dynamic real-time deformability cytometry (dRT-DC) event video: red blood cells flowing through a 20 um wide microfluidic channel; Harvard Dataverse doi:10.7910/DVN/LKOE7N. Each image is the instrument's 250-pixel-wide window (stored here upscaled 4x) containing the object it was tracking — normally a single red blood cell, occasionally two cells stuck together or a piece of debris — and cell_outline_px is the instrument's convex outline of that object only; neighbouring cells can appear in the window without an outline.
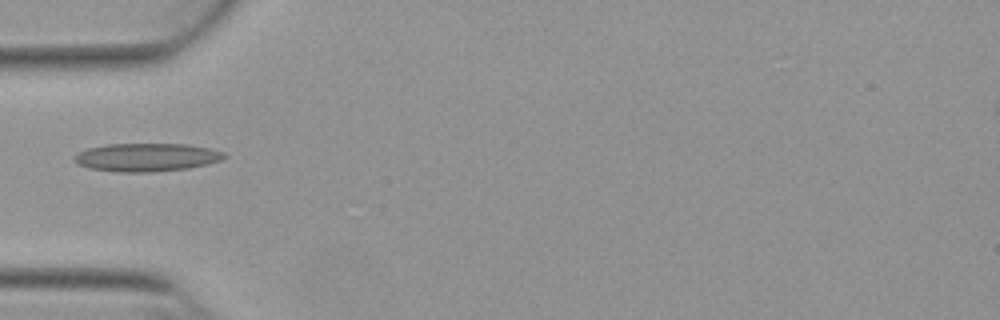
{"species": "Egyptian fruit bat (a non-hibernating species)", "species_latin": "Rousettus aegyptiacus", "temperature_condition": "warm", "stored_images_in_passage": 19, "camera_frame_rate_fps": 3000, "um_per_image_px": 0.085, "animal": {"sex": "female"}, "frame": {"image": 1, "passage_image": 1, "time_ms": 0.0, "image_size_px": [1000, 320], "cell_outline_px": [[228, 156], [220, 160], [208, 164], [188, 168], [152, 172], [116, 172], [88, 168], [72, 160], [72, 156], [76, 152], [88, 148], [108, 144], [188, 144], [208, 148], [224, 152]], "centroid_in_image_um": [12.43, 13.37], "position_along_channel_um": 72.6, "area_um2": 24.8}}
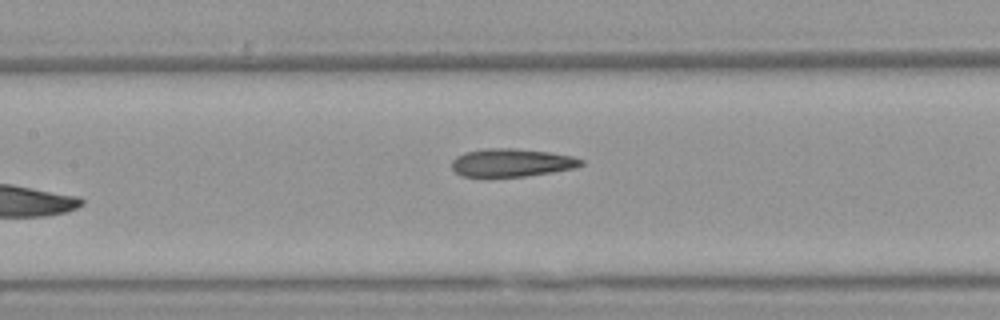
{"frame": {"image": 2, "passage_image": 8, "time_ms": 2.333, "image_size_px": [1000, 320], "cell_outline_px": [[584, 164], [576, 168], [552, 172], [524, 176], [460, 176], [452, 168], [452, 160], [456, 156], [464, 152], [484, 148], [512, 148], [548, 152], [572, 156], [584, 160]], "centroid_in_image_um": [43.49, 13.82], "position_along_channel_um": 163.9, "area_um2": 21.1}}
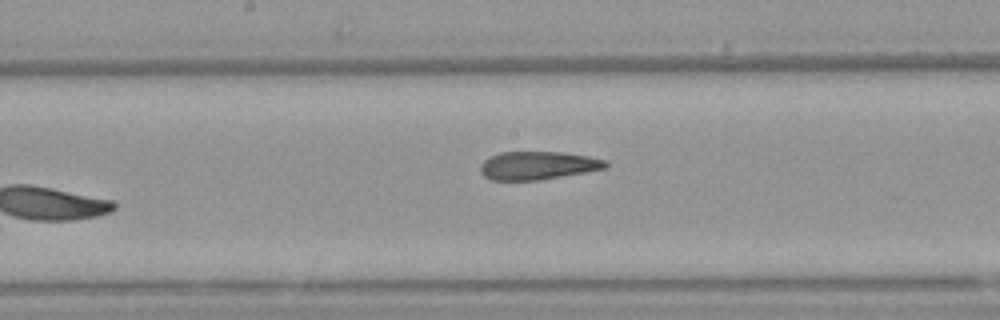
{"frame": {"image": 3, "passage_image": 11, "time_ms": 3.333, "image_size_px": [1000, 320], "cell_outline_px": [[608, 168], [540, 180], [492, 180], [484, 176], [480, 172], [480, 164], [484, 160], [500, 152], [560, 152], [588, 156], [608, 160]], "centroid_in_image_um": [45.73, 14.07], "position_along_channel_um": 202.5, "area_um2": 20.63}}